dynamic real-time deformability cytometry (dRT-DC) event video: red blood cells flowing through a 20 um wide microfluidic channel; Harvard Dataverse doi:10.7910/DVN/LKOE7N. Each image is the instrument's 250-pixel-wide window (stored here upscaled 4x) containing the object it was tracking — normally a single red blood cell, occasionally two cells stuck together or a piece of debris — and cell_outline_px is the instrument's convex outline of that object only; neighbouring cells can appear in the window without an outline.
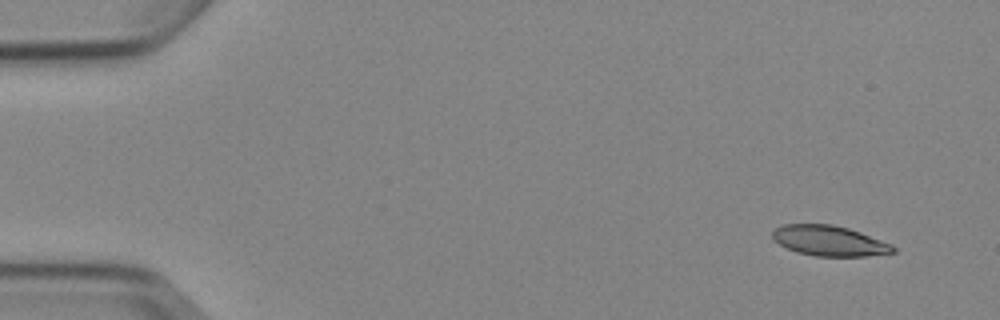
{"species": "Egyptian fruit bat (a non-hibernating species)", "species_latin": "Rousettus aegyptiacus", "temperature_condition": "cold", "stored_images_in_passage": 10, "camera_frame_rate_fps": 3000, "um_per_image_px": 0.085, "animal": {"sex": "female"}, "frame": {"image": 1, "passage_image": 1, "time_ms": 0.0, "image_size_px": [1000, 320], "cell_outline_px": [[896, 252], [864, 256], [816, 256], [796, 252], [780, 244], [772, 236], [772, 232], [776, 228], [784, 224], [832, 224], [848, 228], [860, 232], [892, 244], [896, 248]], "centroid_in_image_um": [70.51, 20.46], "position_along_channel_um": 14.5, "area_um2": 21.15}}
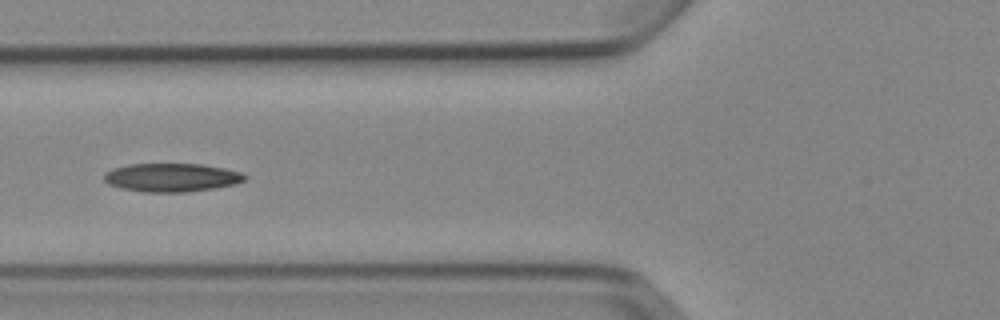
{"frame": {"image": 2, "passage_image": 6, "time_ms": 5.667, "image_size_px": [1000, 320], "cell_outline_px": [[248, 176], [244, 180], [236, 184], [212, 188], [184, 192], [144, 192], [120, 188], [108, 184], [104, 180], [104, 172], [112, 168], [128, 164], [204, 164], [224, 168], [240, 172]], "centroid_in_image_um": [14.55, 15.08], "position_along_channel_um": 111.2, "area_um2": 23.41}}
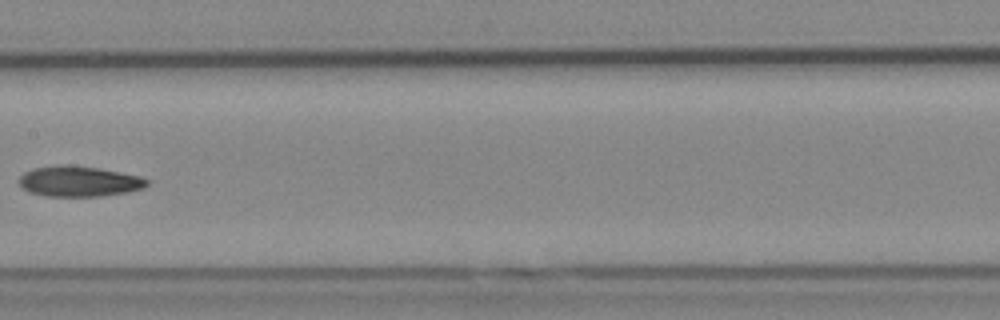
{"frame": {"image": 3, "passage_image": 8, "time_ms": 8.0, "image_size_px": [1000, 320], "cell_outline_px": [[152, 180], [144, 188], [128, 192], [100, 196], [44, 196], [28, 192], [20, 188], [16, 180], [24, 172], [32, 168], [56, 164], [68, 164], [100, 168], [140, 176]], "centroid_in_image_um": [6.67, 15.4], "position_along_channel_um": 200.7, "area_um2": 23.35}}